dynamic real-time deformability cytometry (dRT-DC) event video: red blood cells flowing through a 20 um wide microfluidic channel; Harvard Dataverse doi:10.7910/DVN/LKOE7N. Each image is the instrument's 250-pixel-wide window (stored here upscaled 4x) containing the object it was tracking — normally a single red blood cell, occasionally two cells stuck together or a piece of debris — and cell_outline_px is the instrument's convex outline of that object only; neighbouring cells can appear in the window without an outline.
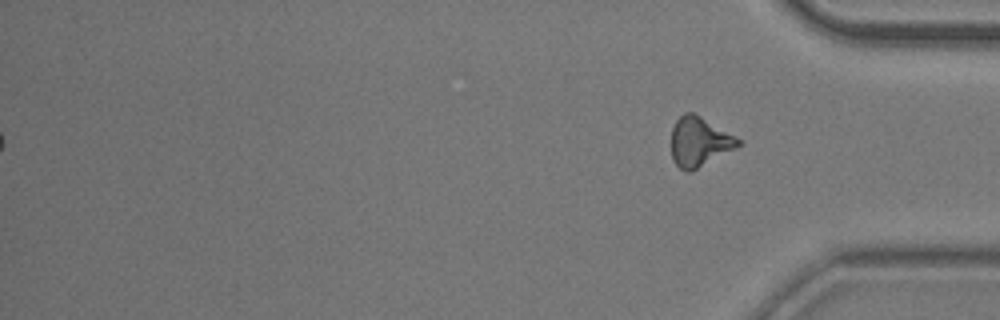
{"species": "common noctule bat (a hibernating species)", "species_latin": "Nyctalus noctula", "temperature_condition": "room temperature", "stored_images_in_passage": 13, "segment_of_instrument_passage": [2, 2], "camera_frame_rate_fps": 3000, "um_per_image_px": 0.085, "animal": {"sex": "male", "body_mass_g": 20.5, "forearm_length_mm": 52.5}, "frame": {"image": 1, "passage_image": 13, "time_ms": 4.0, "image_size_px": [1000, 320], "cell_outline_px": [[744, 144], [688, 172], [684, 172], [672, 160], [672, 128], [676, 120], [684, 112], [692, 112], [700, 116], [744, 140]], "centroid_in_image_um": [59.47, 12.03], "position_along_channel_um": 375.7, "area_um2": 19.25}}